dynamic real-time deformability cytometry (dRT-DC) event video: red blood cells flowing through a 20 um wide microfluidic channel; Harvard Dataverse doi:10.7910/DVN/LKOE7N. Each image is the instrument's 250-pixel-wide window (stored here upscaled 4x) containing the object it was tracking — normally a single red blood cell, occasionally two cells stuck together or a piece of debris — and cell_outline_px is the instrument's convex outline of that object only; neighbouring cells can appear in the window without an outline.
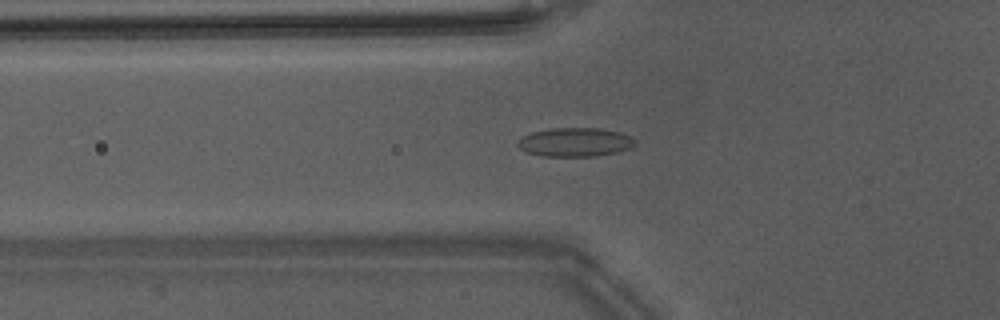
{"species": "Egyptian fruit bat (a non-hibernating species)", "species_latin": "Rousettus aegyptiacus", "temperature_condition": "warm", "stored_images_in_passage": 42, "camera_frame_rate_fps": 3000, "um_per_image_px": 0.085, "animal": {"sex": "male"}, "frame": {"image": 1, "passage_image": 11, "time_ms": 3.333, "image_size_px": [1000, 320], "cell_outline_px": [[636, 144], [632, 148], [616, 152], [592, 156], [544, 156], [528, 152], [520, 148], [516, 144], [516, 140], [532, 132], [552, 128], [596, 128], [620, 132], [636, 140]], "centroid_in_image_um": [48.88, 12.08], "position_along_channel_um": 76.9, "area_um2": 19.59}}
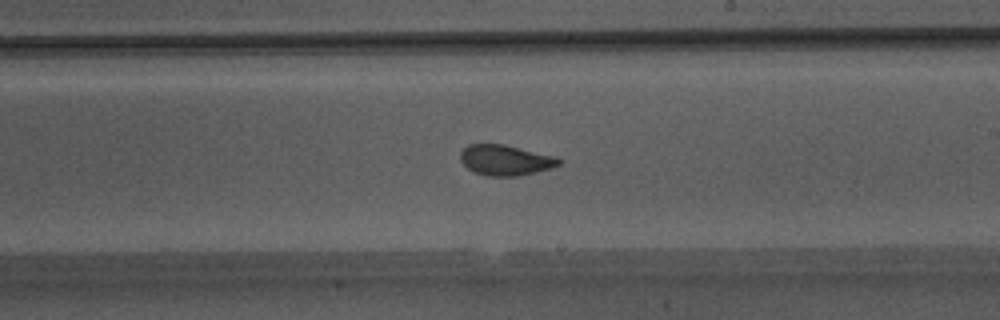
{"frame": {"image": 2, "passage_image": 23, "time_ms": 7.333, "image_size_px": [1000, 320], "cell_outline_px": [[564, 160], [560, 164], [552, 168], [516, 176], [488, 176], [472, 172], [460, 160], [460, 152], [468, 144], [504, 144], [556, 156]], "centroid_in_image_um": [42.97, 13.61], "position_along_channel_um": 246.0, "area_um2": 17.63}}
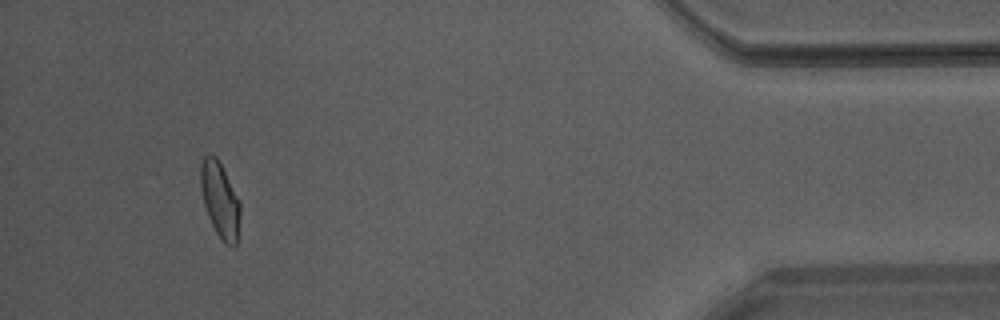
{"frame": {"image": 3, "passage_image": 39, "time_ms": 12.667, "image_size_px": [1000, 320], "cell_outline_px": [[240, 216], [236, 244], [232, 248], [224, 244], [216, 232], [208, 216], [204, 204], [200, 188], [200, 164], [204, 156], [208, 152], [212, 152], [216, 156], [240, 200]], "centroid_in_image_um": [18.69, 16.97], "position_along_channel_um": 416.5, "area_um2": 17.63}, "authors_computed_cell_mechanics": {"area_um2": 17.6868, "velocity_mm_per_s": 4.2455, "shape_relaxation_time_tau1_ms": 7.8118, "shape_relaxation_time_tau2_ms": 0.8234, "deformation_change_tau1": 0.1734, "deformation_change_tau2": 0.0569}}